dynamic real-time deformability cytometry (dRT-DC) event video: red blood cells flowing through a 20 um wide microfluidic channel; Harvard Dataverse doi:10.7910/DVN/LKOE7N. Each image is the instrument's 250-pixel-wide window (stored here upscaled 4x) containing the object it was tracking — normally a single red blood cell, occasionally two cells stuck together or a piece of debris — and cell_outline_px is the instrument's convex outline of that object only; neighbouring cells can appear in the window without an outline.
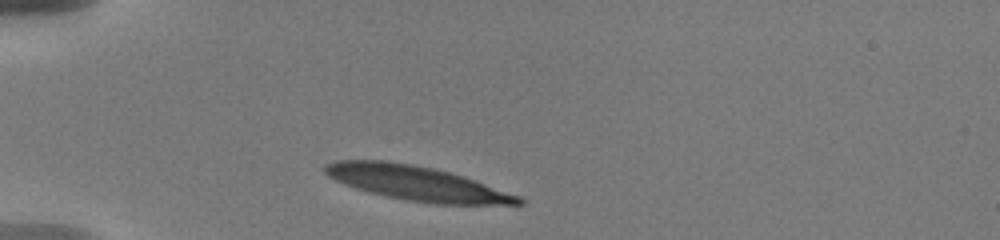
{"species": "human", "species_latin": "Homo sapiens", "temperature_condition": "warm", "stored_images_in_passage": 3, "camera_frame_rate_fps": 3000, "um_per_image_px": 0.085, "donor": {"sex": "male"}, "frame": {"image": 1, "passage_image": 1, "time_ms": 0.0, "image_size_px": [1000, 240], "cell_outline_px": [[528, 200], [524, 204], [432, 204], [404, 200], [368, 192], [344, 184], [328, 176], [324, 172], [324, 164], [332, 160], [384, 160], [412, 164], [432, 168], [464, 176], [476, 180], [520, 196]], "centroid_in_image_um": [35.42, 15.57], "position_along_channel_um": 49.6, "area_um2": 39.07}}
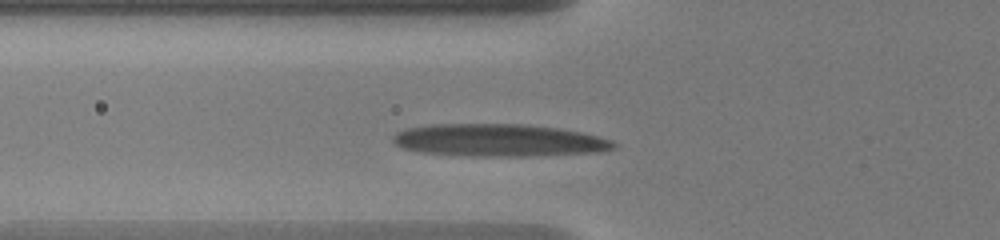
{"frame": {"image": 2, "passage_image": 3, "time_ms": 1.667, "image_size_px": [1000, 240], "cell_outline_px": [[616, 148], [604, 152], [528, 156], [476, 156], [424, 152], [404, 148], [396, 144], [392, 140], [392, 136], [396, 132], [408, 128], [428, 124], [524, 124], [560, 128], [580, 132], [612, 140], [616, 144]], "centroid_in_image_um": [42.45, 11.92], "position_along_channel_um": 83.4, "area_um2": 41.79}}